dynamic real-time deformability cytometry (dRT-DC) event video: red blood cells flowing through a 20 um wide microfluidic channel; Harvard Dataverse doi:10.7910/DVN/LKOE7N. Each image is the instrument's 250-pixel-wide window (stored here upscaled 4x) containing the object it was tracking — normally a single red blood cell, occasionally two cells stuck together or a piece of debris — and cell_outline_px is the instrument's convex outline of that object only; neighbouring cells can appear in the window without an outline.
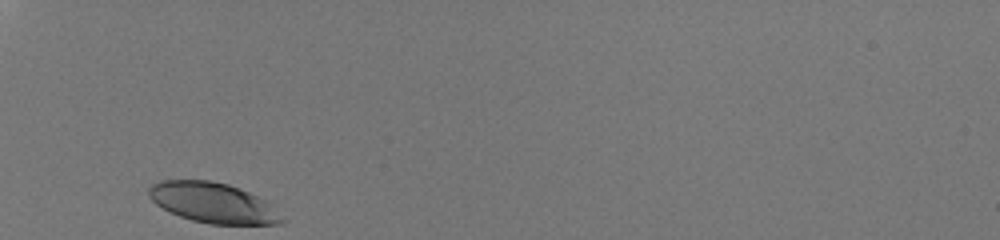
{"species": "human", "species_latin": "Homo sapiens", "temperature_condition": "room temperature", "stored_images_in_passage": 27, "camera_frame_rate_fps": 3000, "um_per_image_px": 0.085, "donor": {"sex": "male"}, "frame": {"image": 1, "passage_image": 1, "time_ms": 0.0, "image_size_px": [1000, 240], "cell_outline_px": [[288, 220], [280, 224], [208, 224], [192, 220], [180, 216], [156, 204], [148, 196], [148, 188], [152, 184], [164, 180], [212, 180], [228, 184], [240, 188], [264, 200]], "centroid_in_image_um": [18.12, 17.24], "position_along_channel_um": 66.9, "area_um2": 31.1}}
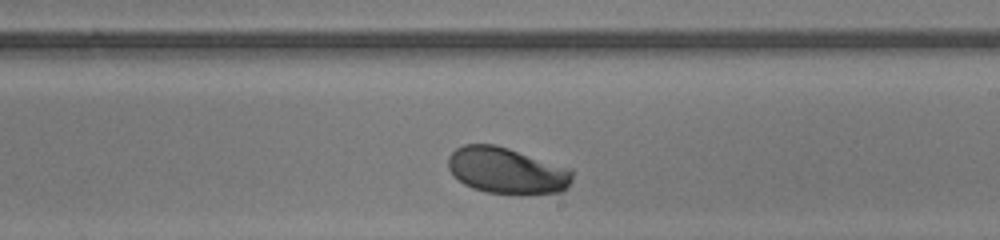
{"frame": {"image": 2, "passage_image": 16, "time_ms": 5.0, "image_size_px": [1000, 240], "cell_outline_px": [[572, 180], [560, 192], [524, 196], [520, 196], [488, 192], [472, 188], [464, 184], [448, 168], [448, 156], [456, 148], [464, 144], [496, 144], [572, 168]], "centroid_in_image_um": [43.1, 14.51], "position_along_channel_um": 245.9, "area_um2": 33.99}}
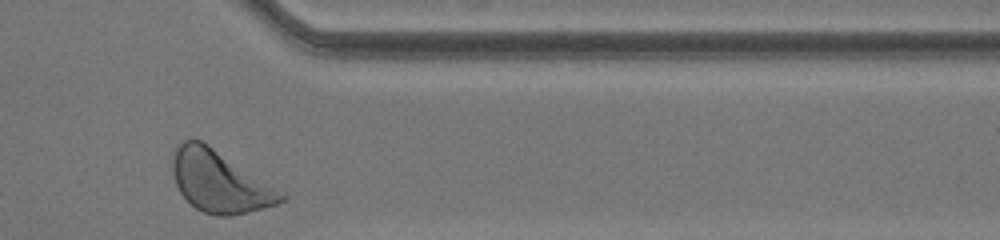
{"frame": {"image": 3, "passage_image": 27, "time_ms": 8.667, "image_size_px": [1000, 240], "cell_outline_px": [[288, 196], [284, 200], [276, 204], [264, 208], [228, 216], [216, 216], [204, 212], [196, 208], [180, 192], [176, 184], [172, 172], [172, 160], [176, 148], [184, 140], [200, 140], [208, 144]], "centroid_in_image_um": [18.65, 15.44], "position_along_channel_um": 392.8, "area_um2": 38.09}, "authors_computed_cell_mechanics": {"area_um2": 33.4084, "velocity_mm_per_s": 4.0357, "shape_relaxation_time_tau1_ms": 1.637, "shape_relaxation_time_tau2_ms": null, "deformation_change_tau1": 0.1163, "deformation_change_tau2": null}}